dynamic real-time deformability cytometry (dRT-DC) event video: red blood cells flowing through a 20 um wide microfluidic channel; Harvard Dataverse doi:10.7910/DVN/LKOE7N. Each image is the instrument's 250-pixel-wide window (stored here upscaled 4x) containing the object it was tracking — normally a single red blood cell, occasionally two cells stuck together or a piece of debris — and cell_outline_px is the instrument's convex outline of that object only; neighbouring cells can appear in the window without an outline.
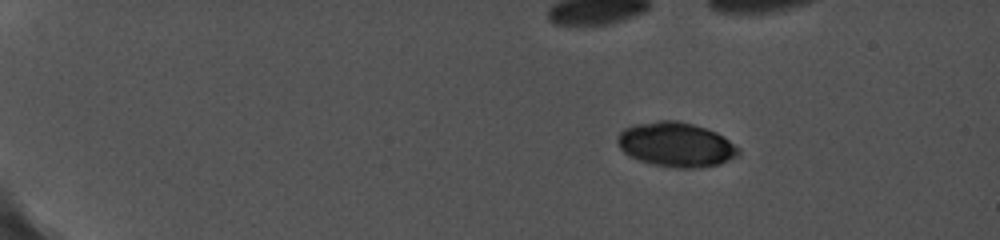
{"species": "common noctule bat (a hibernating species)", "species_latin": "Nyctalus noctula", "temperature_condition": "cold", "stored_images_in_passage": 34, "camera_frame_rate_fps": 5000, "um_per_image_px": 0.085, "animal": {"sex": "female", "body_mass_g": 19.0, "forearm_length_mm": 56.7}, "frame": {"image": 1, "passage_image": 1, "time_ms": 0.0, "image_size_px": [1000, 240], "cell_outline_px": [[740, 156], [720, 164], [700, 168], [676, 168], [648, 164], [628, 156], [620, 148], [616, 140], [616, 136], [624, 128], [632, 124], [656, 120], [680, 120], [716, 132], [724, 136], [740, 148]], "centroid_in_image_um": [57.45, 12.29], "position_along_channel_um": 27.5, "area_um2": 32.08}}